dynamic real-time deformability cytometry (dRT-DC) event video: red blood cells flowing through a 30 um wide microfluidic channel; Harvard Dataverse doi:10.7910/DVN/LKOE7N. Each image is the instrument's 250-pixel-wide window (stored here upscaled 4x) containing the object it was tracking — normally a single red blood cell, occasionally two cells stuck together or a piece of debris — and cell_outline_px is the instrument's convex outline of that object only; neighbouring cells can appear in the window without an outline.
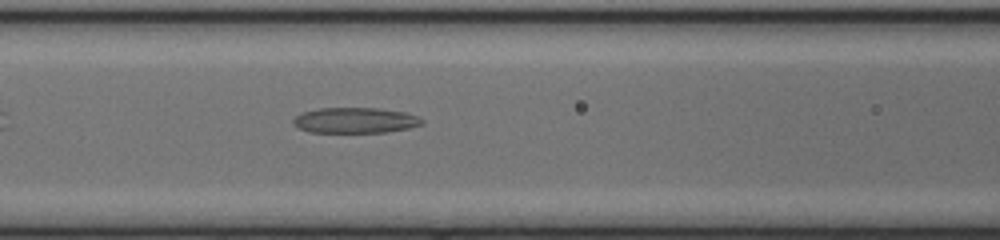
{"species": "common noctule bat (a hibernating species)", "species_latin": "Nyctalus noctula", "temperature_condition": "cold", "stored_images_in_passage": 35, "camera_frame_rate_fps": 3000, "um_per_image_px": 0.085, "animal": {"sex": "female", "body_mass_g": 17.0, "forearm_length_mm": 48.0}, "frame": {"image": 1, "passage_image": 8, "time_ms": 2.333, "image_size_px": [1000, 240], "cell_outline_px": [[424, 120], [420, 124], [408, 128], [388, 132], [308, 132], [300, 128], [292, 120], [296, 116], [304, 112], [320, 108], [376, 108], [404, 112], [416, 116]], "centroid_in_image_um": [30.19, 10.23], "position_along_channel_um": 136.4, "area_um2": 18.84}}
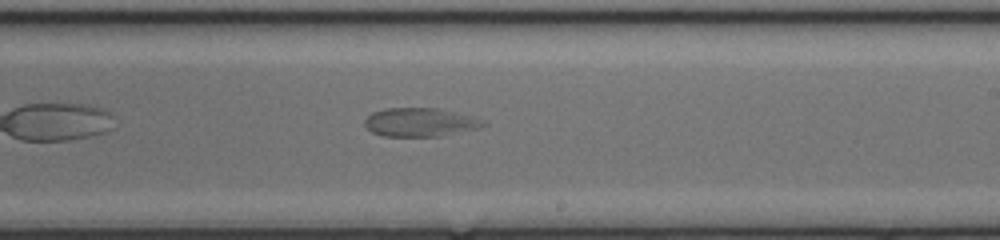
{"frame": {"image": 2, "passage_image": 17, "time_ms": 5.333, "image_size_px": [1000, 240], "cell_outline_px": [[488, 124], [480, 128], [440, 136], [384, 136], [372, 132], [364, 124], [364, 120], [372, 112], [388, 108], [436, 108], [484, 120]], "centroid_in_image_um": [35.7, 10.4], "position_along_channel_um": 253.3, "area_um2": 19.54}}
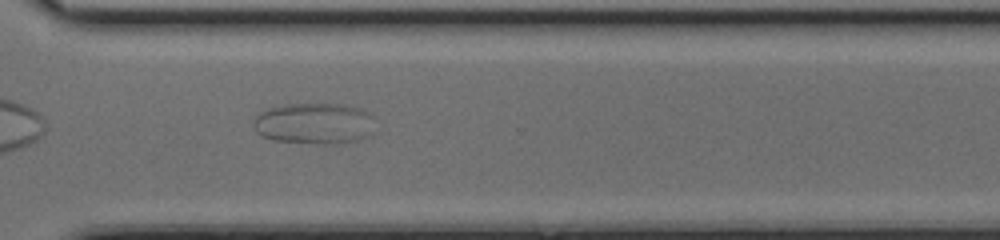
{"frame": {"image": 3, "passage_image": 24, "time_ms": 7.667, "image_size_px": [1000, 240], "cell_outline_px": [[376, 116], [372, 136], [364, 140], [340, 144], [320, 144], [272, 140], [260, 136], [256, 132], [256, 116], [260, 112], [268, 108], [288, 104], [340, 104], [364, 108]], "centroid_in_image_um": [26.85, 10.51], "position_along_channel_um": 343.8, "area_um2": 30.0}}